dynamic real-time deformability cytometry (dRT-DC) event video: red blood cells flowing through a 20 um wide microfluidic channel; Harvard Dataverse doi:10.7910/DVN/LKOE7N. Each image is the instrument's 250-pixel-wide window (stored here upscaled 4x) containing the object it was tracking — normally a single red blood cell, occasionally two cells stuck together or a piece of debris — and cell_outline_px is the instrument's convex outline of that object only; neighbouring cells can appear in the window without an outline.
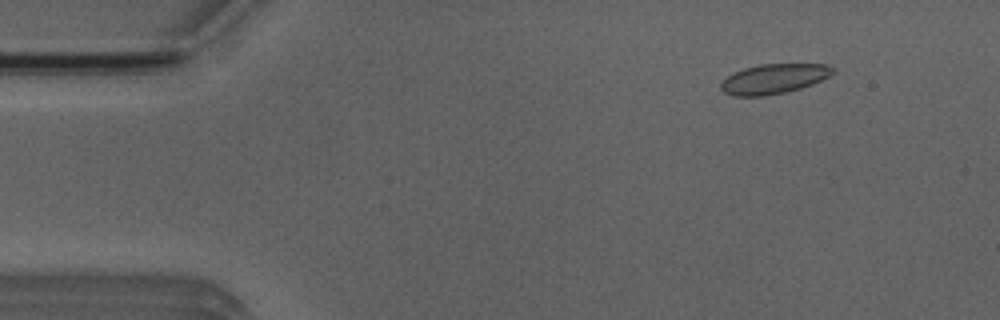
{"species": "Egyptian fruit bat (a non-hibernating species)", "species_latin": "Rousettus aegyptiacus", "temperature_condition": "room temperature", "stored_images_in_passage": 8, "camera_frame_rate_fps": 3000, "um_per_image_px": 0.085, "animal": {"sex": "male"}, "frame": {"image": 1, "passage_image": 2, "time_ms": 1.0, "image_size_px": [1000, 320], "cell_outline_px": [[836, 68], [828, 76], [812, 84], [800, 88], [784, 92], [764, 96], [732, 96], [724, 92], [720, 88], [720, 84], [732, 72], [744, 68], [760, 64], [824, 64]], "centroid_in_image_um": [65.73, 6.7], "position_along_channel_um": 19.3, "area_um2": 19.31}}
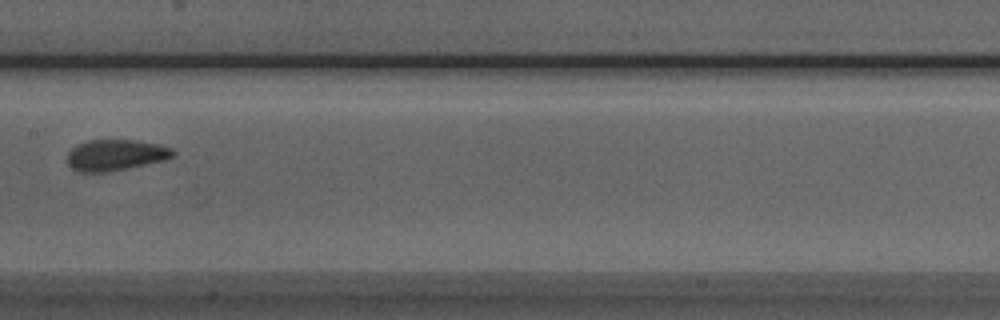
{"frame": {"image": 2, "passage_image": 7, "time_ms": 7.667, "image_size_px": [1000, 320], "cell_outline_px": [[176, 156], [164, 160], [104, 172], [80, 172], [72, 168], [68, 164], [68, 152], [76, 144], [88, 140], [136, 140], [160, 144], [172, 148], [176, 152]], "centroid_in_image_um": [9.84, 13.16], "position_along_channel_um": 197.6, "area_um2": 19.07}}
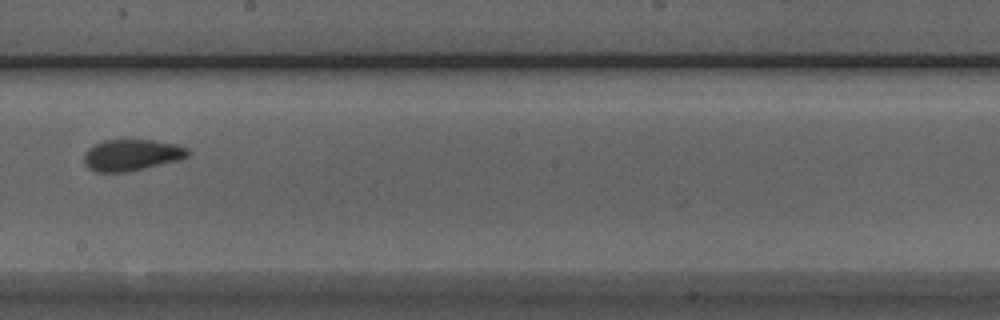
{"frame": {"image": 3, "passage_image": 8, "time_ms": 8.667, "image_size_px": [1000, 320], "cell_outline_px": [[192, 152], [188, 156], [180, 160], [128, 172], [96, 172], [88, 168], [84, 164], [84, 152], [88, 148], [104, 140], [152, 140], [176, 144], [188, 148]], "centroid_in_image_um": [11.2, 13.18], "position_along_channel_um": 237.0, "area_um2": 19.19}}